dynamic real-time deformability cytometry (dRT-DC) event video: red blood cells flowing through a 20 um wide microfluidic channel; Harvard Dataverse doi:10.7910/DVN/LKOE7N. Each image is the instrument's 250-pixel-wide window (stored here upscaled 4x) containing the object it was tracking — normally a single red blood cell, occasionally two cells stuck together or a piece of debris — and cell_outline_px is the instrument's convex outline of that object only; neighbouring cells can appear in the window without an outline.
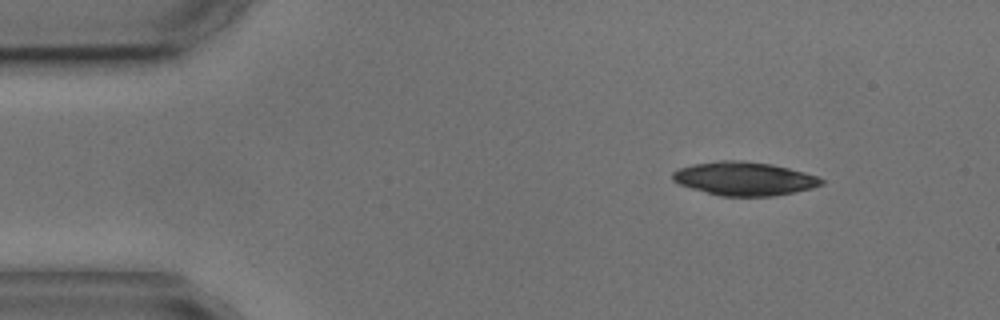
{"species": "common noctule bat (a hibernating species)", "species_latin": "Nyctalus noctula", "temperature_condition": "cold", "stored_images_in_passage": 2, "camera_frame_rate_fps": 3000, "um_per_image_px": 0.085, "animal": {"sex": "male", "body_mass_g": 17.9, "forearm_length_mm": 54.2}, "frame": {"image": 1, "passage_image": 2, "time_ms": 1.333, "image_size_px": [1000, 320], "cell_outline_px": [[824, 184], [812, 188], [772, 196], [720, 196], [692, 188], [680, 184], [672, 180], [672, 172], [680, 168], [692, 164], [720, 160], [744, 160], [772, 164], [804, 172], [816, 176], [824, 180]], "centroid_in_image_um": [63.25, 15.17], "position_along_channel_um": 21.7, "area_um2": 29.02}}